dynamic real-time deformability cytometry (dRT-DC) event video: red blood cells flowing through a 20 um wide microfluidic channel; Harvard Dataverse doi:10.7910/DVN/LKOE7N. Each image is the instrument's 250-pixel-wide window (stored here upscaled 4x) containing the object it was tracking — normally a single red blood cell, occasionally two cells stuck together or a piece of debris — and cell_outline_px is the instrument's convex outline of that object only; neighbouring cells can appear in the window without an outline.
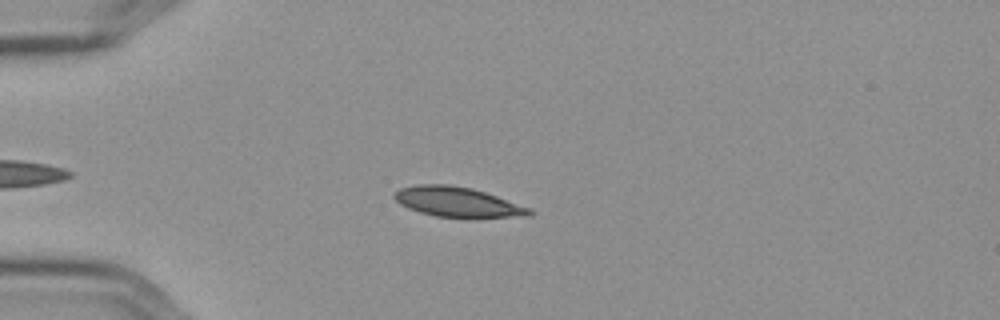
{"species": "Egyptian fruit bat (a non-hibernating species)", "species_latin": "Rousettus aegyptiacus", "temperature_condition": "cold", "stored_images_in_passage": 48, "camera_frame_rate_fps": 3000, "um_per_image_px": 0.085, "frame": {"image": 1, "passage_image": 11, "time_ms": 3.333, "image_size_px": [1000, 320], "cell_outline_px": [[536, 212], [532, 216], [436, 216], [420, 212], [408, 208], [400, 204], [392, 196], [400, 188], [420, 184], [448, 184], [472, 188], [532, 208]], "centroid_in_image_um": [38.89, 17.15], "position_along_channel_um": 46.1, "area_um2": 23.06}}
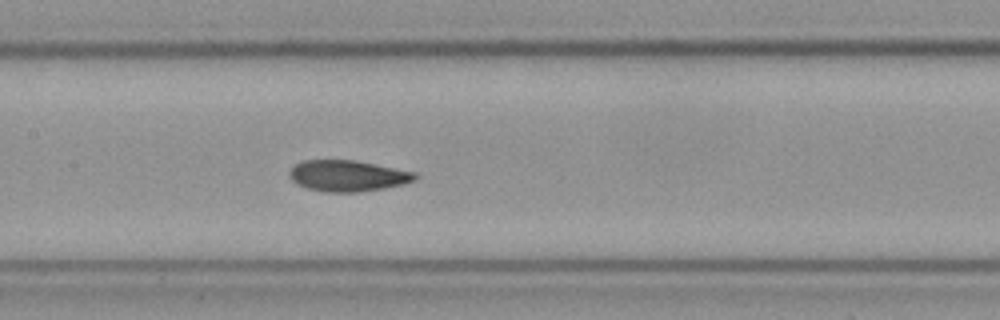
{"frame": {"image": 2, "passage_image": 24, "time_ms": 7.667, "image_size_px": [1000, 320], "cell_outline_px": [[420, 176], [416, 180], [404, 184], [384, 188], [356, 192], [324, 192], [308, 188], [292, 180], [288, 176], [288, 172], [296, 164], [304, 160], [356, 160], [416, 172]], "centroid_in_image_um": [29.6, 14.94], "position_along_channel_um": 177.8, "area_um2": 22.83}}
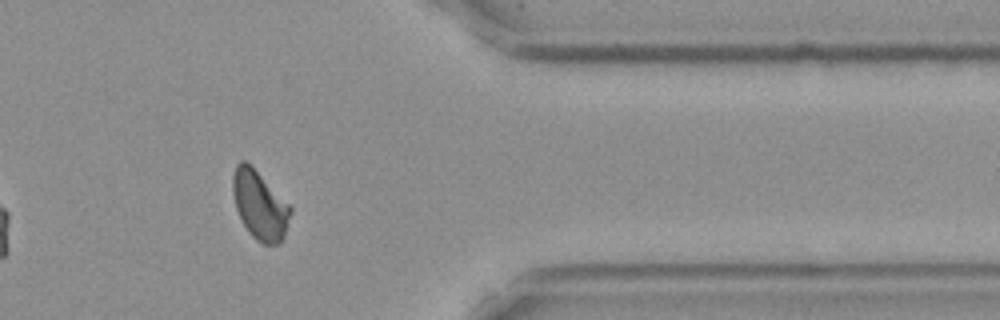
{"frame": {"image": 3, "passage_image": 43, "time_ms": 14.0, "image_size_px": [1000, 320], "cell_outline_px": [[292, 212], [284, 236], [280, 244], [264, 244], [256, 240], [248, 232], [236, 208], [232, 192], [232, 176], [236, 164], [240, 160], [244, 160], [292, 208]], "centroid_in_image_um": [22.06, 17.48], "position_along_channel_um": 389.3, "area_um2": 22.54}, "authors_computed_cell_mechanics": {"area_um2": 22.6865, "velocity_mm_per_s": 3.5708, "shape_relaxation_time_tau1_ms": 8.4215, "shape_relaxation_time_tau2_ms": 1.8196, "deformation_change_tau1": 0.1847, "deformation_change_tau2": 0.0576}}